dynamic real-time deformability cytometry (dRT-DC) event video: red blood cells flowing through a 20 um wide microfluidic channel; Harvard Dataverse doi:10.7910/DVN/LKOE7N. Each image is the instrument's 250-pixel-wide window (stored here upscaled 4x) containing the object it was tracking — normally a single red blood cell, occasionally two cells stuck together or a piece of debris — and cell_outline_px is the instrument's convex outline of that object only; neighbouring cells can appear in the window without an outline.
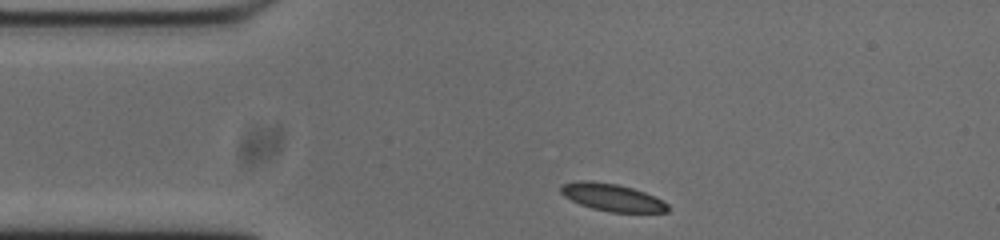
{"species": "common noctule bat (a hibernating species)", "species_latin": "Nyctalus noctula", "temperature_condition": "cold", "stored_images_in_passage": 2, "camera_frame_rate_fps": 3000, "um_per_image_px": 0.085, "animal": {"sex": "male", "body_mass_g": 20.0, "forearm_length_mm": 53.3}, "frame": {"image": 1, "passage_image": 1, "time_ms": 0.0, "image_size_px": [1000, 240], "cell_outline_px": [[668, 212], [612, 212], [592, 208], [580, 204], [564, 196], [560, 192], [560, 188], [564, 184], [580, 180], [588, 180], [616, 184], [632, 188], [644, 192], [668, 204]], "centroid_in_image_um": [52.01, 16.77], "position_along_channel_um": 33.0, "area_um2": 16.76}}